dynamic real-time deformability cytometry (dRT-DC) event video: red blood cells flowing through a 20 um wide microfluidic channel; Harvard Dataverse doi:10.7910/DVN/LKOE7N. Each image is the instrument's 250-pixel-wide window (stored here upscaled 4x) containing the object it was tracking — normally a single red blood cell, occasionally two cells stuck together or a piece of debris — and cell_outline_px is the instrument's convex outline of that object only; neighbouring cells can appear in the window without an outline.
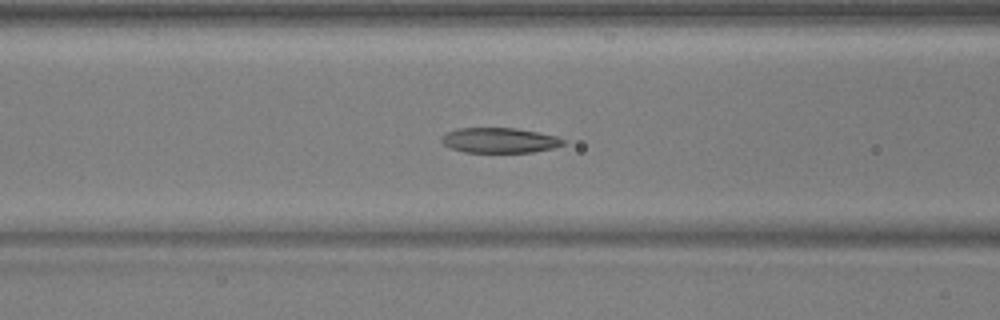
{"species": "common noctule bat (a hibernating species)", "species_latin": "Nyctalus noctula", "temperature_condition": "warm", "stored_images_in_passage": 42, "camera_frame_rate_fps": 3000, "um_per_image_px": 0.085, "animal": {"sex": "male", "body_mass_g": 17.9, "forearm_length_mm": 54.2}, "frame": {"image": 1, "passage_image": 12, "time_ms": 3.667, "image_size_px": [1000, 320], "cell_outline_px": [[564, 144], [552, 148], [532, 152], [464, 152], [452, 148], [444, 144], [440, 140], [448, 132], [456, 128], [516, 128], [556, 136], [564, 140]], "centroid_in_image_um": [42.45, 11.92], "position_along_channel_um": 124.1, "area_um2": 17.57}}
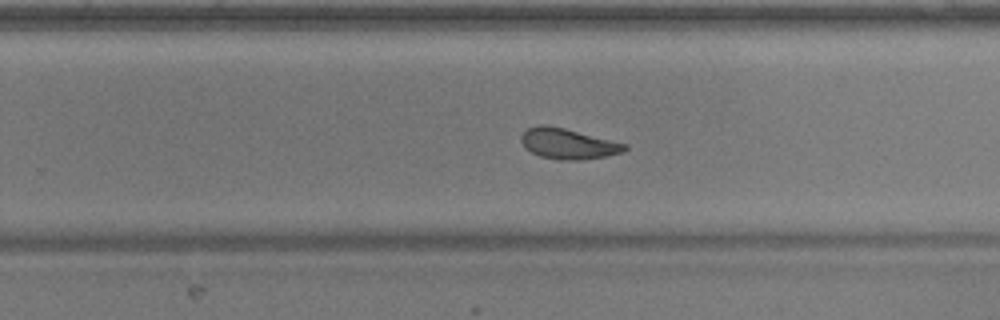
{"frame": {"image": 2, "passage_image": 24, "time_ms": 7.667, "image_size_px": [1000, 320], "cell_outline_px": [[628, 148], [624, 152], [604, 156], [580, 160], [560, 160], [540, 156], [532, 152], [520, 140], [520, 136], [528, 128], [540, 124], [544, 124], [564, 128], [628, 144]], "centroid_in_image_um": [48.31, 12.21], "position_along_channel_um": 281.5, "area_um2": 18.26}}
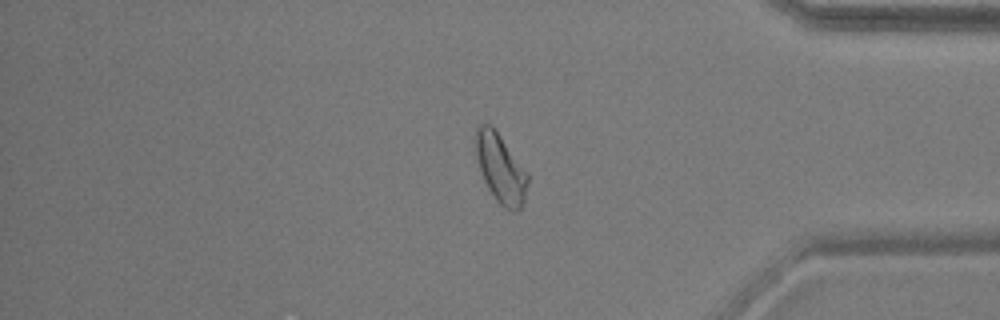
{"frame": {"image": 3, "passage_image": 34, "time_ms": 11.0, "image_size_px": [1000, 320], "cell_outline_px": [[528, 180], [524, 200], [520, 208], [516, 212], [512, 212], [504, 208], [496, 200], [488, 188], [484, 180], [480, 168], [476, 152], [476, 128], [480, 124], [492, 124], [528, 172]], "centroid_in_image_um": [42.57, 14.31], "position_along_channel_um": 392.6, "area_um2": 20.81}, "authors_computed_cell_mechanics": {"area_um2": 18.5827, "velocity_mm_per_s": 3.9342, "shape_relaxation_time_tau1_ms": 6.7751, "shape_relaxation_time_tau2_ms": 2.6007, "deformation_change_tau1": 0.2101, "deformation_change_tau2": 0.1069}}